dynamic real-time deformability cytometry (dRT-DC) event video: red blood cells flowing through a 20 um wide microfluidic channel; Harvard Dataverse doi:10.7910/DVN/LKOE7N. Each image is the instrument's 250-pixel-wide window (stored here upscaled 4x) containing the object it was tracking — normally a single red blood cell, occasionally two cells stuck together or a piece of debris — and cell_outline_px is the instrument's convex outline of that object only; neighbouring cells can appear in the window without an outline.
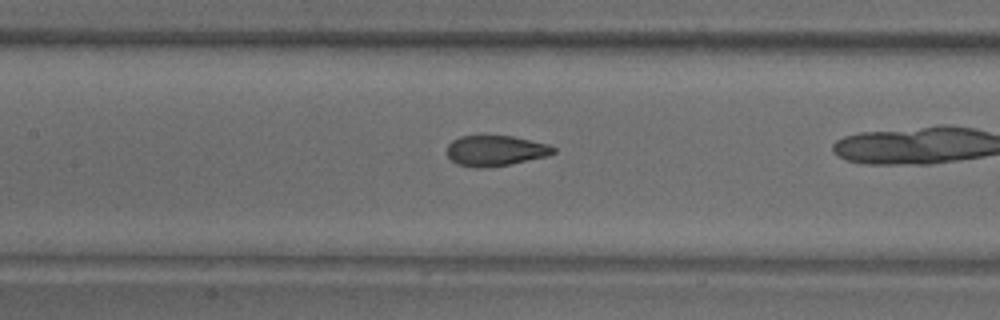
{"species": "common noctule bat (a hibernating species)", "species_latin": "Nyctalus noctula", "temperature_condition": "warm", "stored_images_in_passage": 47, "camera_frame_rate_fps": 3000, "um_per_image_px": 0.085, "animal": {"sex": "male", "body_mass_g": 18.8}, "frame": {"image": 1, "passage_image": 27, "time_ms": 8.667, "image_size_px": [1000, 320], "cell_outline_px": [[556, 152], [548, 156], [508, 164], [480, 168], [476, 168], [456, 164], [448, 156], [448, 144], [452, 140], [460, 136], [512, 136], [548, 144], [556, 148]], "centroid_in_image_um": [42.12, 12.8], "position_along_channel_um": 165.3, "area_um2": 18.79}}